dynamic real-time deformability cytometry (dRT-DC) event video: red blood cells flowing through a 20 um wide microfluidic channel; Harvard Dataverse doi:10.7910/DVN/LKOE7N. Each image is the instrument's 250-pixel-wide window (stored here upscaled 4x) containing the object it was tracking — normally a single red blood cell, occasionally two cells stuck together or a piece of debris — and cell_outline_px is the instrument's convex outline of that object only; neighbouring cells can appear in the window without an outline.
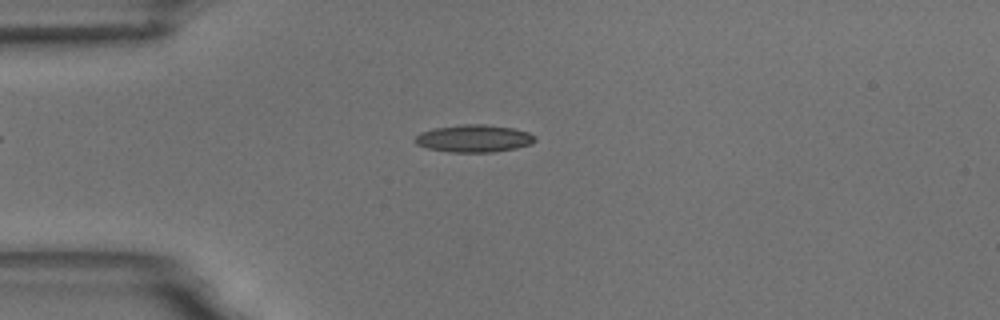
{"species": "common noctule bat (a hibernating species)", "species_latin": "Nyctalus noctula", "temperature_condition": "room temperature", "stored_images_in_passage": 53, "camera_frame_rate_fps": 3000, "um_per_image_px": 0.085, "animal": {"sex": "male", "body_mass_g": 18.8}, "frame": {"image": 1, "passage_image": 13, "time_ms": 4.0, "image_size_px": [1000, 320], "cell_outline_px": [[536, 140], [532, 144], [516, 148], [492, 152], [448, 152], [428, 148], [416, 144], [412, 140], [420, 132], [436, 128], [464, 124], [484, 124], [512, 128], [528, 132], [536, 136]], "centroid_in_image_um": [40.28, 11.77], "position_along_channel_um": 44.7, "area_um2": 19.19}}
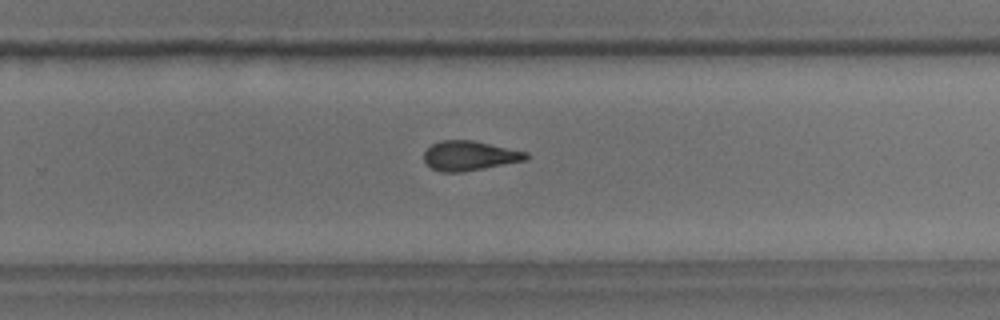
{"frame": {"image": 2, "passage_image": 34, "time_ms": 11.0, "image_size_px": [1000, 320], "cell_outline_px": [[528, 160], [484, 168], [460, 172], [440, 172], [432, 168], [424, 160], [424, 152], [432, 144], [440, 140], [472, 140], [528, 152]], "centroid_in_image_um": [39.92, 13.23], "position_along_channel_um": 289.9, "area_um2": 17.57}}
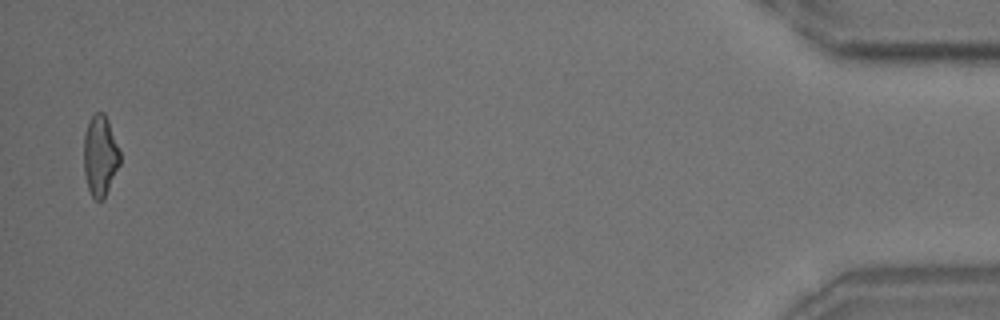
{"frame": {"image": 3, "passage_image": 52, "time_ms": 17.0, "image_size_px": [1000, 320], "cell_outline_px": [[120, 164], [104, 200], [96, 200], [92, 196], [88, 188], [84, 172], [84, 132], [88, 120], [96, 112], [104, 112], [108, 120], [120, 152]], "centroid_in_image_um": [8.51, 13.23], "position_along_channel_um": 426.7, "area_um2": 17.11}, "authors_computed_cell_mechanics": {"area_um2": 17.7446, "velocity_mm_per_s": 3.7561, "shape_relaxation_time_tau1_ms": 5.1175, "shape_relaxation_time_tau2_ms": 3.2352, "deformation_change_tau1": 0.1495, "deformation_change_tau2": 0.1257}}